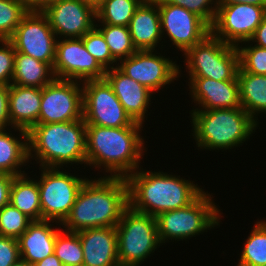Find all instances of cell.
Segmentation results:
<instances>
[{
    "instance_id": "f6af8a7d",
    "label": "cell",
    "mask_w": 266,
    "mask_h": 266,
    "mask_svg": "<svg viewBox=\"0 0 266 266\" xmlns=\"http://www.w3.org/2000/svg\"><path fill=\"white\" fill-rule=\"evenodd\" d=\"M22 4L28 11H33V0H14Z\"/></svg>"
},
{
    "instance_id": "7bdbcfd3",
    "label": "cell",
    "mask_w": 266,
    "mask_h": 266,
    "mask_svg": "<svg viewBox=\"0 0 266 266\" xmlns=\"http://www.w3.org/2000/svg\"><path fill=\"white\" fill-rule=\"evenodd\" d=\"M218 4L248 3L255 6H266V0H217Z\"/></svg>"
},
{
    "instance_id": "9a60e30c",
    "label": "cell",
    "mask_w": 266,
    "mask_h": 266,
    "mask_svg": "<svg viewBox=\"0 0 266 266\" xmlns=\"http://www.w3.org/2000/svg\"><path fill=\"white\" fill-rule=\"evenodd\" d=\"M57 40L53 72L57 79L80 82L103 79L106 70L86 50L81 38Z\"/></svg>"
},
{
    "instance_id": "6da1fadb",
    "label": "cell",
    "mask_w": 266,
    "mask_h": 266,
    "mask_svg": "<svg viewBox=\"0 0 266 266\" xmlns=\"http://www.w3.org/2000/svg\"><path fill=\"white\" fill-rule=\"evenodd\" d=\"M128 206L126 178L101 176L98 180L87 179L79 190L69 215L61 224L69 232L95 227H116Z\"/></svg>"
},
{
    "instance_id": "d6a6232c",
    "label": "cell",
    "mask_w": 266,
    "mask_h": 266,
    "mask_svg": "<svg viewBox=\"0 0 266 266\" xmlns=\"http://www.w3.org/2000/svg\"><path fill=\"white\" fill-rule=\"evenodd\" d=\"M28 12L14 0H0V40L9 39Z\"/></svg>"
},
{
    "instance_id": "ba28073f",
    "label": "cell",
    "mask_w": 266,
    "mask_h": 266,
    "mask_svg": "<svg viewBox=\"0 0 266 266\" xmlns=\"http://www.w3.org/2000/svg\"><path fill=\"white\" fill-rule=\"evenodd\" d=\"M189 77L216 81L238 80L239 54L236 46L224 43L212 33L184 53Z\"/></svg>"
},
{
    "instance_id": "60d3db41",
    "label": "cell",
    "mask_w": 266,
    "mask_h": 266,
    "mask_svg": "<svg viewBox=\"0 0 266 266\" xmlns=\"http://www.w3.org/2000/svg\"><path fill=\"white\" fill-rule=\"evenodd\" d=\"M256 42L255 46L266 48V17L262 20L252 38L249 41Z\"/></svg>"
},
{
    "instance_id": "74e56055",
    "label": "cell",
    "mask_w": 266,
    "mask_h": 266,
    "mask_svg": "<svg viewBox=\"0 0 266 266\" xmlns=\"http://www.w3.org/2000/svg\"><path fill=\"white\" fill-rule=\"evenodd\" d=\"M20 258L17 239L0 236V266H11Z\"/></svg>"
},
{
    "instance_id": "603a6c76",
    "label": "cell",
    "mask_w": 266,
    "mask_h": 266,
    "mask_svg": "<svg viewBox=\"0 0 266 266\" xmlns=\"http://www.w3.org/2000/svg\"><path fill=\"white\" fill-rule=\"evenodd\" d=\"M51 220L32 221L17 239L21 259L33 265L54 253L59 229L52 228Z\"/></svg>"
},
{
    "instance_id": "4fadbf2b",
    "label": "cell",
    "mask_w": 266,
    "mask_h": 266,
    "mask_svg": "<svg viewBox=\"0 0 266 266\" xmlns=\"http://www.w3.org/2000/svg\"><path fill=\"white\" fill-rule=\"evenodd\" d=\"M47 17L39 11H29L8 39L16 52L31 56L52 68L56 58L57 38Z\"/></svg>"
},
{
    "instance_id": "3957f363",
    "label": "cell",
    "mask_w": 266,
    "mask_h": 266,
    "mask_svg": "<svg viewBox=\"0 0 266 266\" xmlns=\"http://www.w3.org/2000/svg\"><path fill=\"white\" fill-rule=\"evenodd\" d=\"M129 206L157 217L160 213L184 208L202 192L193 181L163 172H133L127 178Z\"/></svg>"
},
{
    "instance_id": "ac0fdd59",
    "label": "cell",
    "mask_w": 266,
    "mask_h": 266,
    "mask_svg": "<svg viewBox=\"0 0 266 266\" xmlns=\"http://www.w3.org/2000/svg\"><path fill=\"white\" fill-rule=\"evenodd\" d=\"M189 80L191 96L199 107L201 105V110L241 107L238 80L216 81L204 77Z\"/></svg>"
},
{
    "instance_id": "83f0119b",
    "label": "cell",
    "mask_w": 266,
    "mask_h": 266,
    "mask_svg": "<svg viewBox=\"0 0 266 266\" xmlns=\"http://www.w3.org/2000/svg\"><path fill=\"white\" fill-rule=\"evenodd\" d=\"M144 0H102L96 9L97 21L101 24L128 27L136 9Z\"/></svg>"
},
{
    "instance_id": "f546056e",
    "label": "cell",
    "mask_w": 266,
    "mask_h": 266,
    "mask_svg": "<svg viewBox=\"0 0 266 266\" xmlns=\"http://www.w3.org/2000/svg\"><path fill=\"white\" fill-rule=\"evenodd\" d=\"M99 26H101L99 28ZM95 27L102 33L112 56L118 61L131 56L137 50L133 46L128 27L101 24ZM103 26V27H102Z\"/></svg>"
},
{
    "instance_id": "7a4b0ae2",
    "label": "cell",
    "mask_w": 266,
    "mask_h": 266,
    "mask_svg": "<svg viewBox=\"0 0 266 266\" xmlns=\"http://www.w3.org/2000/svg\"><path fill=\"white\" fill-rule=\"evenodd\" d=\"M142 126L135 121L118 128L86 125V164L99 169L104 166L108 177L127 178L139 169L144 155Z\"/></svg>"
},
{
    "instance_id": "277c9868",
    "label": "cell",
    "mask_w": 266,
    "mask_h": 266,
    "mask_svg": "<svg viewBox=\"0 0 266 266\" xmlns=\"http://www.w3.org/2000/svg\"><path fill=\"white\" fill-rule=\"evenodd\" d=\"M28 146L29 159L36 156L41 168L86 164V123L79 119L34 125L28 131Z\"/></svg>"
},
{
    "instance_id": "7c38bea8",
    "label": "cell",
    "mask_w": 266,
    "mask_h": 266,
    "mask_svg": "<svg viewBox=\"0 0 266 266\" xmlns=\"http://www.w3.org/2000/svg\"><path fill=\"white\" fill-rule=\"evenodd\" d=\"M266 17V6L248 3L218 4L211 33L224 43L238 46L249 41Z\"/></svg>"
},
{
    "instance_id": "e575fe53",
    "label": "cell",
    "mask_w": 266,
    "mask_h": 266,
    "mask_svg": "<svg viewBox=\"0 0 266 266\" xmlns=\"http://www.w3.org/2000/svg\"><path fill=\"white\" fill-rule=\"evenodd\" d=\"M239 54V69L256 75H266V48L236 46ZM241 48V49H240Z\"/></svg>"
},
{
    "instance_id": "2e32d148",
    "label": "cell",
    "mask_w": 266,
    "mask_h": 266,
    "mask_svg": "<svg viewBox=\"0 0 266 266\" xmlns=\"http://www.w3.org/2000/svg\"><path fill=\"white\" fill-rule=\"evenodd\" d=\"M153 52L154 50H137L117 65L123 73L152 92L170 84L181 74L175 62Z\"/></svg>"
},
{
    "instance_id": "484cf974",
    "label": "cell",
    "mask_w": 266,
    "mask_h": 266,
    "mask_svg": "<svg viewBox=\"0 0 266 266\" xmlns=\"http://www.w3.org/2000/svg\"><path fill=\"white\" fill-rule=\"evenodd\" d=\"M26 174L15 176L10 189V203L32 221L42 220L37 180Z\"/></svg>"
},
{
    "instance_id": "30bf717a",
    "label": "cell",
    "mask_w": 266,
    "mask_h": 266,
    "mask_svg": "<svg viewBox=\"0 0 266 266\" xmlns=\"http://www.w3.org/2000/svg\"><path fill=\"white\" fill-rule=\"evenodd\" d=\"M83 83V119L86 125L118 128L134 122L105 78Z\"/></svg>"
},
{
    "instance_id": "d6986e66",
    "label": "cell",
    "mask_w": 266,
    "mask_h": 266,
    "mask_svg": "<svg viewBox=\"0 0 266 266\" xmlns=\"http://www.w3.org/2000/svg\"><path fill=\"white\" fill-rule=\"evenodd\" d=\"M104 78L111 85L125 112L133 121L143 124L153 92L127 76L117 66L106 70Z\"/></svg>"
},
{
    "instance_id": "d590c367",
    "label": "cell",
    "mask_w": 266,
    "mask_h": 266,
    "mask_svg": "<svg viewBox=\"0 0 266 266\" xmlns=\"http://www.w3.org/2000/svg\"><path fill=\"white\" fill-rule=\"evenodd\" d=\"M162 1L168 4L184 7L190 12H193L199 17H201L210 27L213 25L214 20L216 18L217 9H218L217 0L215 1L214 0H162Z\"/></svg>"
},
{
    "instance_id": "7402d4cb",
    "label": "cell",
    "mask_w": 266,
    "mask_h": 266,
    "mask_svg": "<svg viewBox=\"0 0 266 266\" xmlns=\"http://www.w3.org/2000/svg\"><path fill=\"white\" fill-rule=\"evenodd\" d=\"M128 29L136 50H155L163 37L157 1L144 0L131 18Z\"/></svg>"
},
{
    "instance_id": "cb8c5ba5",
    "label": "cell",
    "mask_w": 266,
    "mask_h": 266,
    "mask_svg": "<svg viewBox=\"0 0 266 266\" xmlns=\"http://www.w3.org/2000/svg\"><path fill=\"white\" fill-rule=\"evenodd\" d=\"M53 68L23 53H15L11 84L23 87L43 88L55 79Z\"/></svg>"
},
{
    "instance_id": "bcb514c9",
    "label": "cell",
    "mask_w": 266,
    "mask_h": 266,
    "mask_svg": "<svg viewBox=\"0 0 266 266\" xmlns=\"http://www.w3.org/2000/svg\"><path fill=\"white\" fill-rule=\"evenodd\" d=\"M80 1L92 6L95 9H97L102 2V0H80Z\"/></svg>"
},
{
    "instance_id": "7dc6e473",
    "label": "cell",
    "mask_w": 266,
    "mask_h": 266,
    "mask_svg": "<svg viewBox=\"0 0 266 266\" xmlns=\"http://www.w3.org/2000/svg\"><path fill=\"white\" fill-rule=\"evenodd\" d=\"M11 266H33V265L29 264L27 261L20 258L17 262L13 263Z\"/></svg>"
},
{
    "instance_id": "5b68a950",
    "label": "cell",
    "mask_w": 266,
    "mask_h": 266,
    "mask_svg": "<svg viewBox=\"0 0 266 266\" xmlns=\"http://www.w3.org/2000/svg\"><path fill=\"white\" fill-rule=\"evenodd\" d=\"M193 136L201 149L227 150L245 142L256 122L242 107L191 111Z\"/></svg>"
},
{
    "instance_id": "836d02e7",
    "label": "cell",
    "mask_w": 266,
    "mask_h": 266,
    "mask_svg": "<svg viewBox=\"0 0 266 266\" xmlns=\"http://www.w3.org/2000/svg\"><path fill=\"white\" fill-rule=\"evenodd\" d=\"M86 50L98 61L105 69H112L111 64L116 65V59L112 56L110 49L102 33L94 27L81 37Z\"/></svg>"
},
{
    "instance_id": "4316f807",
    "label": "cell",
    "mask_w": 266,
    "mask_h": 266,
    "mask_svg": "<svg viewBox=\"0 0 266 266\" xmlns=\"http://www.w3.org/2000/svg\"><path fill=\"white\" fill-rule=\"evenodd\" d=\"M26 162H29L28 139L22 142L6 129H0V173L23 175L24 171L18 168L24 166Z\"/></svg>"
},
{
    "instance_id": "8fae6325",
    "label": "cell",
    "mask_w": 266,
    "mask_h": 266,
    "mask_svg": "<svg viewBox=\"0 0 266 266\" xmlns=\"http://www.w3.org/2000/svg\"><path fill=\"white\" fill-rule=\"evenodd\" d=\"M78 83L55 78L44 86L37 124L83 119V89Z\"/></svg>"
},
{
    "instance_id": "52a82bcc",
    "label": "cell",
    "mask_w": 266,
    "mask_h": 266,
    "mask_svg": "<svg viewBox=\"0 0 266 266\" xmlns=\"http://www.w3.org/2000/svg\"><path fill=\"white\" fill-rule=\"evenodd\" d=\"M219 212L211 195L203 191L188 206L160 213L156 217L159 240L165 243L168 239L179 241L195 237L219 225Z\"/></svg>"
},
{
    "instance_id": "e0dca14e",
    "label": "cell",
    "mask_w": 266,
    "mask_h": 266,
    "mask_svg": "<svg viewBox=\"0 0 266 266\" xmlns=\"http://www.w3.org/2000/svg\"><path fill=\"white\" fill-rule=\"evenodd\" d=\"M42 13L57 38H81L96 26V9L80 0H57Z\"/></svg>"
},
{
    "instance_id": "b9f144b4",
    "label": "cell",
    "mask_w": 266,
    "mask_h": 266,
    "mask_svg": "<svg viewBox=\"0 0 266 266\" xmlns=\"http://www.w3.org/2000/svg\"><path fill=\"white\" fill-rule=\"evenodd\" d=\"M33 266H64L58 257L53 253L48 257L44 258L33 264Z\"/></svg>"
},
{
    "instance_id": "8992f818",
    "label": "cell",
    "mask_w": 266,
    "mask_h": 266,
    "mask_svg": "<svg viewBox=\"0 0 266 266\" xmlns=\"http://www.w3.org/2000/svg\"><path fill=\"white\" fill-rule=\"evenodd\" d=\"M120 266H139L161 242L156 217L128 206L116 225Z\"/></svg>"
},
{
    "instance_id": "d4e9b609",
    "label": "cell",
    "mask_w": 266,
    "mask_h": 266,
    "mask_svg": "<svg viewBox=\"0 0 266 266\" xmlns=\"http://www.w3.org/2000/svg\"><path fill=\"white\" fill-rule=\"evenodd\" d=\"M237 79L241 107L257 122L255 116L266 113V75L238 71Z\"/></svg>"
},
{
    "instance_id": "ab89813d",
    "label": "cell",
    "mask_w": 266,
    "mask_h": 266,
    "mask_svg": "<svg viewBox=\"0 0 266 266\" xmlns=\"http://www.w3.org/2000/svg\"><path fill=\"white\" fill-rule=\"evenodd\" d=\"M15 176L0 173V209L10 203V189Z\"/></svg>"
},
{
    "instance_id": "ffe728a7",
    "label": "cell",
    "mask_w": 266,
    "mask_h": 266,
    "mask_svg": "<svg viewBox=\"0 0 266 266\" xmlns=\"http://www.w3.org/2000/svg\"><path fill=\"white\" fill-rule=\"evenodd\" d=\"M77 233L83 250V266H120L116 227L87 228Z\"/></svg>"
},
{
    "instance_id": "ee69618b",
    "label": "cell",
    "mask_w": 266,
    "mask_h": 266,
    "mask_svg": "<svg viewBox=\"0 0 266 266\" xmlns=\"http://www.w3.org/2000/svg\"><path fill=\"white\" fill-rule=\"evenodd\" d=\"M56 1L57 0H33V11L42 12L47 6Z\"/></svg>"
},
{
    "instance_id": "9c48e42d",
    "label": "cell",
    "mask_w": 266,
    "mask_h": 266,
    "mask_svg": "<svg viewBox=\"0 0 266 266\" xmlns=\"http://www.w3.org/2000/svg\"><path fill=\"white\" fill-rule=\"evenodd\" d=\"M39 189L42 220L55 221L61 225L69 215L76 196L88 178H78L58 168L43 167ZM55 220V221H54Z\"/></svg>"
},
{
    "instance_id": "5bb4252c",
    "label": "cell",
    "mask_w": 266,
    "mask_h": 266,
    "mask_svg": "<svg viewBox=\"0 0 266 266\" xmlns=\"http://www.w3.org/2000/svg\"><path fill=\"white\" fill-rule=\"evenodd\" d=\"M158 3L162 35L166 31L172 44L186 52L201 42L211 33V27L198 15L184 7L168 4L162 0Z\"/></svg>"
},
{
    "instance_id": "8d00e7d4",
    "label": "cell",
    "mask_w": 266,
    "mask_h": 266,
    "mask_svg": "<svg viewBox=\"0 0 266 266\" xmlns=\"http://www.w3.org/2000/svg\"><path fill=\"white\" fill-rule=\"evenodd\" d=\"M0 43V85L9 86L14 72L16 50L8 39H2Z\"/></svg>"
},
{
    "instance_id": "44dd1931",
    "label": "cell",
    "mask_w": 266,
    "mask_h": 266,
    "mask_svg": "<svg viewBox=\"0 0 266 266\" xmlns=\"http://www.w3.org/2000/svg\"><path fill=\"white\" fill-rule=\"evenodd\" d=\"M42 88L9 85V117L11 127L28 139V131L37 125L40 114Z\"/></svg>"
},
{
    "instance_id": "f1b7e54d",
    "label": "cell",
    "mask_w": 266,
    "mask_h": 266,
    "mask_svg": "<svg viewBox=\"0 0 266 266\" xmlns=\"http://www.w3.org/2000/svg\"><path fill=\"white\" fill-rule=\"evenodd\" d=\"M255 224L237 266H266V221Z\"/></svg>"
},
{
    "instance_id": "f35d334b",
    "label": "cell",
    "mask_w": 266,
    "mask_h": 266,
    "mask_svg": "<svg viewBox=\"0 0 266 266\" xmlns=\"http://www.w3.org/2000/svg\"><path fill=\"white\" fill-rule=\"evenodd\" d=\"M8 102L9 86L0 85V129H7V126H11Z\"/></svg>"
},
{
    "instance_id": "1f68e13d",
    "label": "cell",
    "mask_w": 266,
    "mask_h": 266,
    "mask_svg": "<svg viewBox=\"0 0 266 266\" xmlns=\"http://www.w3.org/2000/svg\"><path fill=\"white\" fill-rule=\"evenodd\" d=\"M32 220L11 203L0 209V236L18 239Z\"/></svg>"
},
{
    "instance_id": "4dcf8cb0",
    "label": "cell",
    "mask_w": 266,
    "mask_h": 266,
    "mask_svg": "<svg viewBox=\"0 0 266 266\" xmlns=\"http://www.w3.org/2000/svg\"><path fill=\"white\" fill-rule=\"evenodd\" d=\"M54 254L64 266H83V250L78 233L59 230Z\"/></svg>"
}]
</instances>
